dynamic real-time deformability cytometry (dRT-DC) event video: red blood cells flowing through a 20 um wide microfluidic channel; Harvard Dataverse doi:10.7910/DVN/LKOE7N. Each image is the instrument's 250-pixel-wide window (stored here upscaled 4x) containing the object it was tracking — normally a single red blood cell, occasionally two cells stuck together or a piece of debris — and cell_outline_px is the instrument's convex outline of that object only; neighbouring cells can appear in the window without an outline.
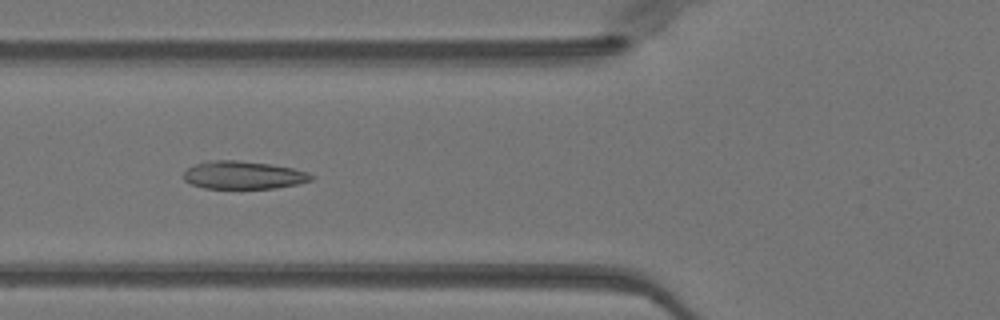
{"species": "Egyptian fruit bat (a non-hibernating species)", "species_latin": "Rousettus aegyptiacus", "temperature_condition": "warm", "stored_images_in_passage": 49, "camera_frame_rate_fps": 3000, "um_per_image_px": 0.085, "animal": {"sex": "female"}, "frame": {"image": 1, "passage_image": 18, "time_ms": 5.667, "image_size_px": [1000, 320], "cell_outline_px": [[316, 176], [312, 180], [296, 184], [276, 188], [204, 188], [192, 184], [184, 180], [184, 172], [188, 168], [196, 164], [208, 160], [236, 160], [268, 164], [292, 168], [308, 172]], "centroid_in_image_um": [20.7, 14.88], "position_along_channel_um": 105.1, "area_um2": 20.63}}
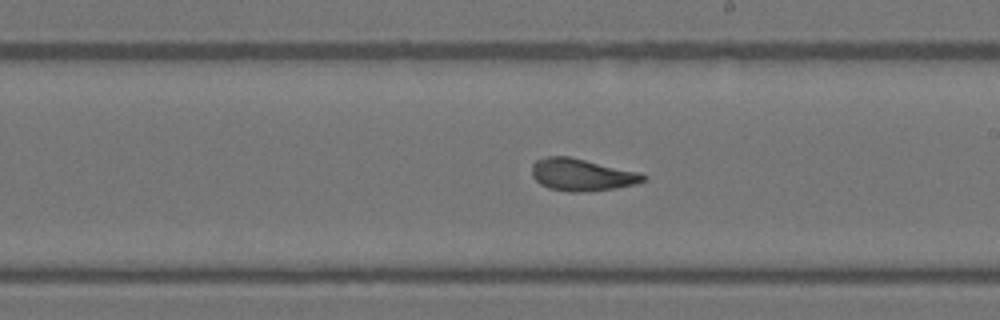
{"frame": {"image": 2, "passage_image": 28, "time_ms": 9.0, "image_size_px": [1000, 320], "cell_outline_px": [[648, 180], [636, 184], [612, 188], [580, 192], [568, 192], [548, 188], [540, 184], [532, 176], [532, 164], [536, 160], [548, 156], [568, 156], [640, 172], [648, 176]], "centroid_in_image_um": [49.46, 14.85], "position_along_channel_um": 239.5, "area_um2": 20.92}}
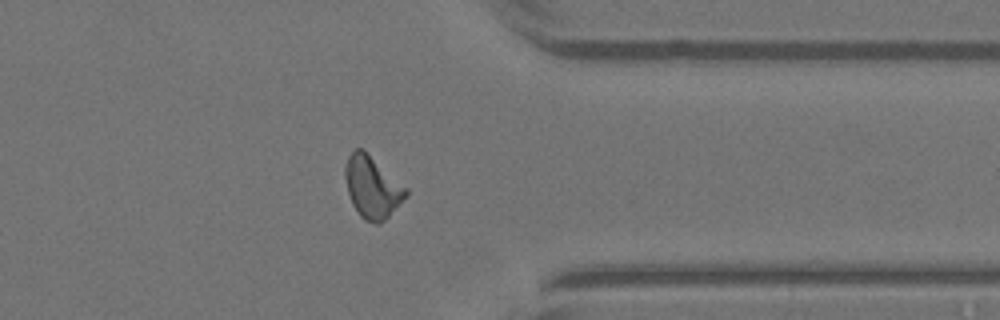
{"frame": {"image": 3, "passage_image": 39, "time_ms": 12.667, "image_size_px": [1000, 320], "cell_outline_px": [[408, 196], [380, 224], [376, 224], [364, 220], [360, 216], [352, 204], [348, 192], [344, 176], [344, 164], [348, 156], [356, 148], [364, 148], [408, 188]], "centroid_in_image_um": [31.64, 15.88], "position_along_channel_um": 379.8, "area_um2": 22.31}, "authors_computed_cell_mechanics": {"area_um2": 21.097, "velocity_mm_per_s": 4.0246, "shape_relaxation_time_tau1_ms": 7.8661, "shape_relaxation_time_tau2_ms": 1.061, "deformation_change_tau1": 0.1915, "deformation_change_tau2": 0.0725}}